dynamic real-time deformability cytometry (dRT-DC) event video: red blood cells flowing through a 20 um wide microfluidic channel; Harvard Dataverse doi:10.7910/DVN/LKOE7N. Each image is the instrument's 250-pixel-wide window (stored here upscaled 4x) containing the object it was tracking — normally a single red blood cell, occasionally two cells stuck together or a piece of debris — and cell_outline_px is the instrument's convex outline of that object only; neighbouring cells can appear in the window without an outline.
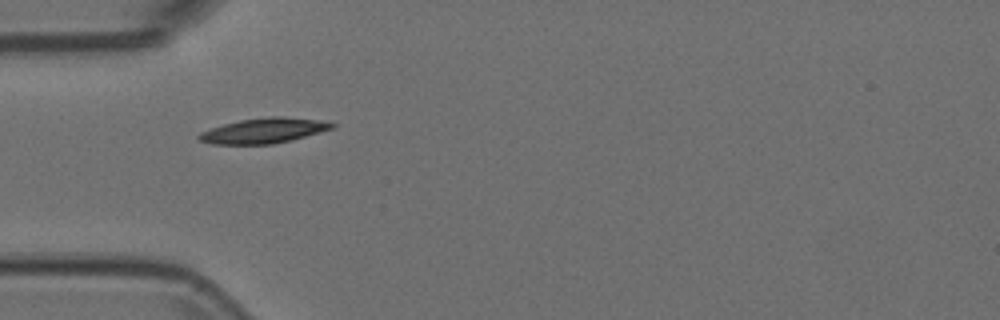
{"species": "Egyptian fruit bat (a non-hibernating species)", "species_latin": "Rousettus aegyptiacus", "temperature_condition": "room temperature", "stored_images_in_passage": 39, "camera_frame_rate_fps": 3000, "um_per_image_px": 0.085, "animal": {"sex": "female"}, "frame": {"image": 1, "passage_image": 1, "time_ms": 0.0, "image_size_px": [1000, 320], "cell_outline_px": [[336, 124], [332, 128], [320, 132], [292, 140], [272, 144], [212, 144], [200, 140], [196, 136], [200, 132], [224, 124], [240, 120], [272, 116], [284, 116], [316, 120]], "centroid_in_image_um": [22.39, 11.11], "position_along_channel_um": 62.6, "area_um2": 19.25}}
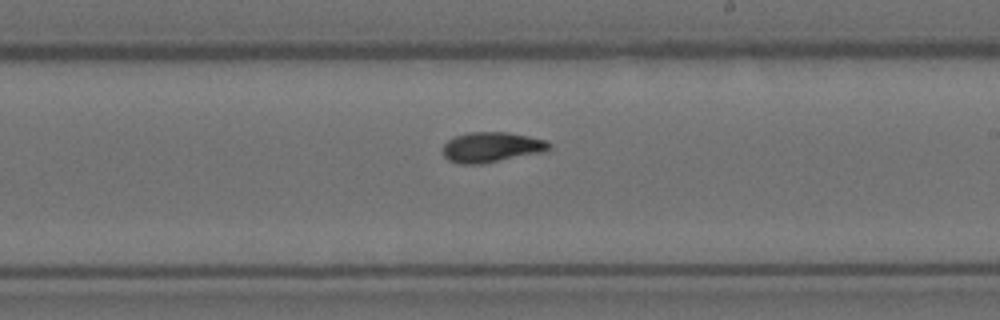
{"frame": {"image": 2, "passage_image": 16, "time_ms": 5.0, "image_size_px": [1000, 320], "cell_outline_px": [[552, 148], [544, 152], [480, 164], [460, 164], [448, 160], [444, 156], [444, 144], [448, 140], [456, 136], [468, 132], [508, 132], [548, 140], [552, 144]], "centroid_in_image_um": [41.82, 12.51], "position_along_channel_um": 247.2, "area_um2": 18.79}}
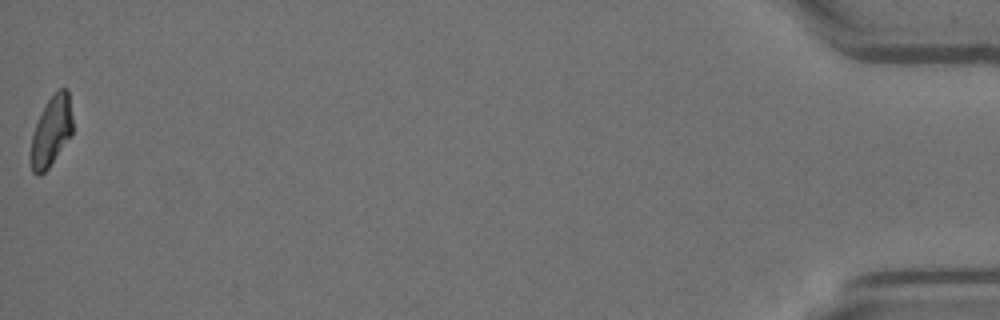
{"frame": {"image": 3, "passage_image": 39, "time_ms": 12.667, "image_size_px": [1000, 320], "cell_outline_px": [[72, 132], [48, 168], [40, 176], [36, 176], [32, 172], [32, 136], [36, 124], [48, 100], [60, 88], [68, 88], [72, 116]], "centroid_in_image_um": [4.38, 11.14], "position_along_channel_um": 430.8, "area_um2": 16.42}}